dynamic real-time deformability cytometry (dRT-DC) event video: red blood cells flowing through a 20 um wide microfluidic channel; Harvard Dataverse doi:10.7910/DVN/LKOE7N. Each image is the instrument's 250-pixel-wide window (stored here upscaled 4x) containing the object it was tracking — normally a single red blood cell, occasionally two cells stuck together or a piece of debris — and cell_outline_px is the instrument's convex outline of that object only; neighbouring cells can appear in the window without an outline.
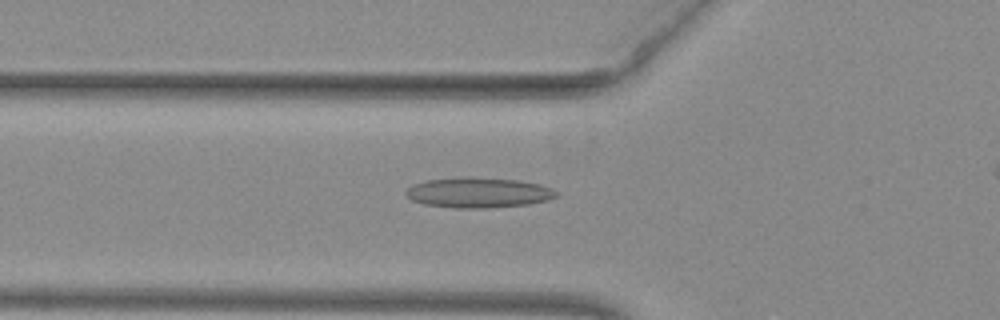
{"species": "common noctule bat (a hibernating species)", "species_latin": "Nyctalus noctula", "temperature_condition": "warm", "stored_images_in_passage": 31, "camera_frame_rate_fps": 3000, "um_per_image_px": 0.085, "animal": {"sex": "female", "body_mass_g": 29.2, "forearm_length_mm": 56.3}, "frame": {"image": 1, "passage_image": 3, "time_ms": 0.667, "image_size_px": [1000, 320], "cell_outline_px": [[560, 192], [556, 196], [548, 200], [528, 204], [484, 208], [452, 208], [424, 204], [412, 200], [404, 192], [412, 184], [424, 180], [464, 176], [520, 180], [540, 184], [552, 188]], "centroid_in_image_um": [40.66, 16.36], "position_along_channel_um": 85.1, "area_um2": 26.82}}
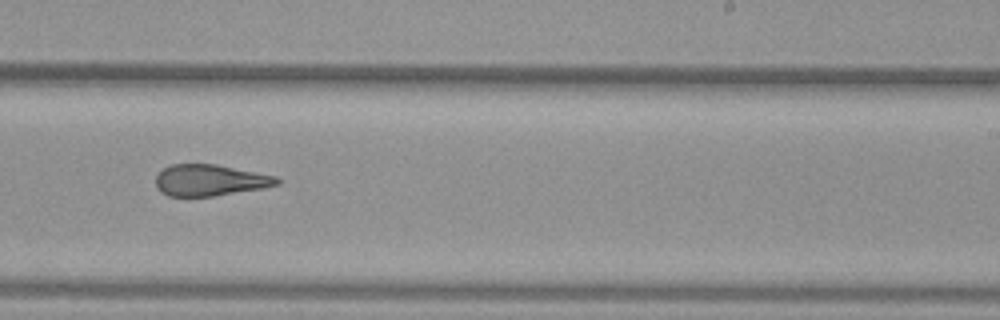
{"frame": {"image": 2, "passage_image": 17, "time_ms": 5.333, "image_size_px": [1000, 320], "cell_outline_px": [[280, 184], [264, 188], [212, 196], [168, 196], [160, 192], [156, 188], [156, 176], [168, 164], [216, 164], [276, 176], [280, 180]], "centroid_in_image_um": [17.83, 15.32], "position_along_channel_um": 271.2, "area_um2": 22.2}}
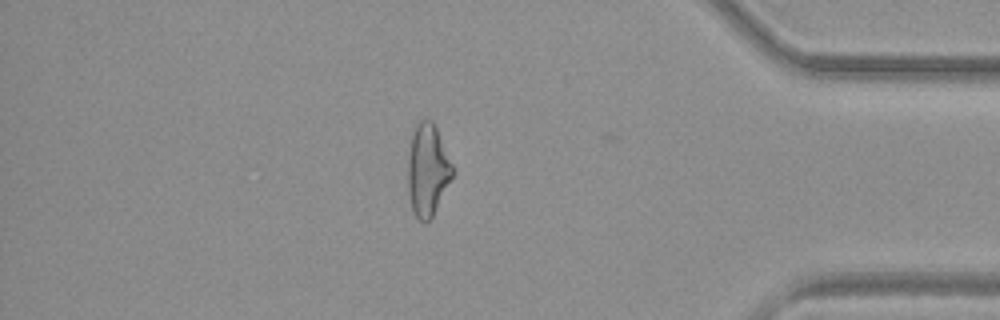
{"frame": {"image": 3, "passage_image": 29, "time_ms": 9.333, "image_size_px": [1000, 320], "cell_outline_px": [[452, 176], [432, 216], [424, 224], [416, 216], [412, 208], [408, 188], [408, 160], [412, 132], [416, 124], [420, 120], [432, 120], [436, 128], [452, 164]], "centroid_in_image_um": [36.32, 14.43], "position_along_channel_um": 398.9, "area_um2": 23.29}}